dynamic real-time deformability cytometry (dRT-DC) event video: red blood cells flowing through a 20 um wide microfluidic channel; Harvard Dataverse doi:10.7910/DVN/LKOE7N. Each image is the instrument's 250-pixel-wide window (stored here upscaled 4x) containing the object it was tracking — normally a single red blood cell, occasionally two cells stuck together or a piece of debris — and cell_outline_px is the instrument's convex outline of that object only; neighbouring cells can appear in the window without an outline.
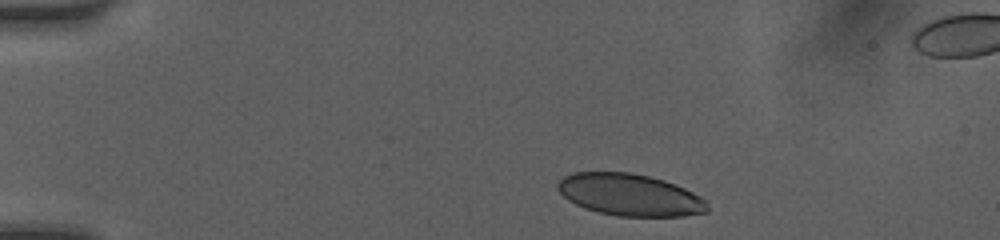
{"species": "human", "species_latin": "Homo sapiens", "temperature_condition": "room temperature", "stored_images_in_passage": 10, "camera_frame_rate_fps": 3000, "um_per_image_px": 0.085, "donor": {"sex": "female"}, "frame": {"image": 1, "passage_image": 1, "time_ms": 0.0, "image_size_px": [1000, 240], "cell_outline_px": [[708, 212], [684, 216], [616, 216], [584, 208], [568, 200], [556, 188], [556, 184], [564, 176], [572, 172], [632, 172], [664, 180], [684, 188], [708, 200]], "centroid_in_image_um": [53.54, 16.56], "position_along_channel_um": 31.5, "area_um2": 36.7}}
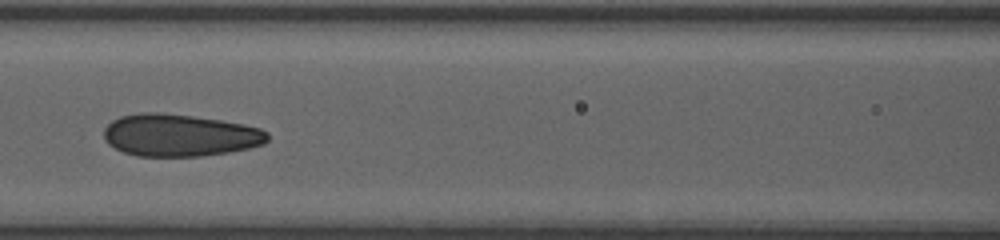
{"frame": {"image": 2, "passage_image": 6, "time_ms": 4.667, "image_size_px": [1000, 240], "cell_outline_px": [[268, 140], [264, 144], [248, 148], [228, 152], [200, 156], [136, 156], [124, 152], [108, 144], [104, 140], [104, 128], [112, 120], [120, 116], [140, 112], [156, 112], [192, 116], [220, 120], [244, 124], [260, 128], [268, 132]], "centroid_in_image_um": [15.26, 11.49], "position_along_channel_um": 151.3, "area_um2": 40.34}}
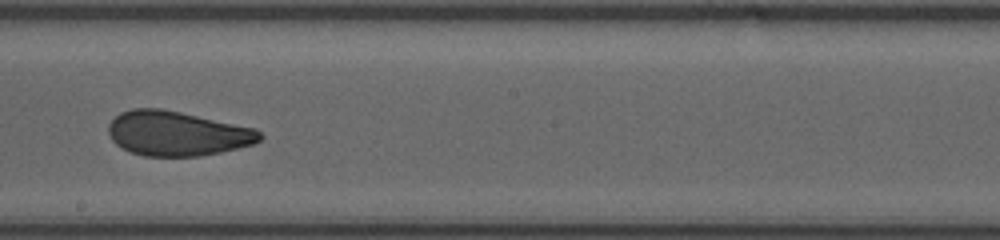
{"frame": {"image": 3, "passage_image": 9, "time_ms": 6.667, "image_size_px": [1000, 240], "cell_outline_px": [[264, 136], [260, 140], [252, 144], [220, 152], [200, 156], [144, 156], [120, 148], [112, 140], [108, 132], [108, 124], [120, 112], [132, 108], [160, 108], [180, 112], [256, 128]], "centroid_in_image_um": [15.03, 11.34], "position_along_channel_um": 233.2, "area_um2": 39.36}}